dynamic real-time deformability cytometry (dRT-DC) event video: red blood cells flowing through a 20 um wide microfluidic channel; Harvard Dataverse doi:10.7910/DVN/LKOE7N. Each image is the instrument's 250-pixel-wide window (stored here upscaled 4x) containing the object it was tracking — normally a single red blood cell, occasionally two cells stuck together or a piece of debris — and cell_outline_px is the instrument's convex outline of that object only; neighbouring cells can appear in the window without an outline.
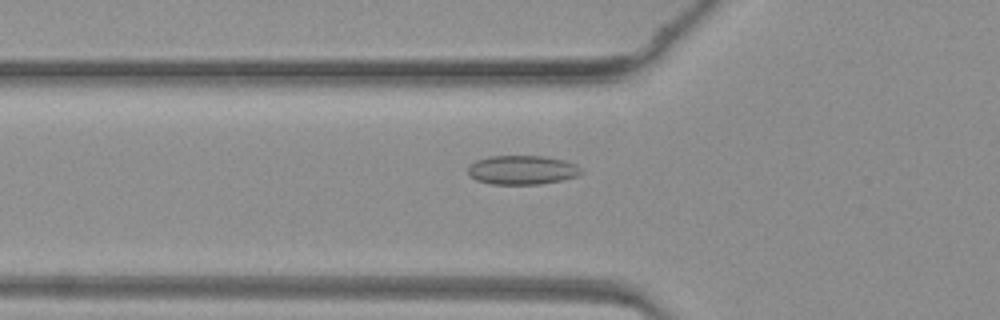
{"species": "common noctule bat (a hibernating species)", "species_latin": "Nyctalus noctula", "temperature_condition": "warm", "stored_images_in_passage": 42, "camera_frame_rate_fps": 3000, "um_per_image_px": 0.085, "animal": {"sex": "female", "body_mass_g": 19.3, "forearm_length_mm": 54.1}, "frame": {"image": 1, "passage_image": 12, "time_ms": 3.667, "image_size_px": [1000, 320], "cell_outline_px": [[584, 172], [580, 176], [540, 184], [492, 184], [476, 180], [468, 172], [468, 164], [476, 160], [488, 156], [544, 156], [564, 160], [576, 164], [584, 168]], "centroid_in_image_um": [44.43, 14.44], "position_along_channel_um": 81.4, "area_um2": 19.42}}
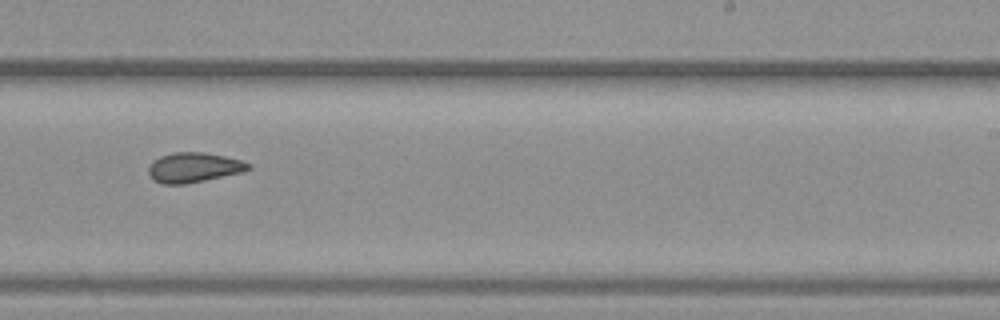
{"frame": {"image": 2, "passage_image": 25, "time_ms": 8.0, "image_size_px": [1000, 320], "cell_outline_px": [[252, 168], [244, 172], [184, 184], [164, 184], [152, 180], [148, 172], [148, 168], [152, 160], [160, 156], [172, 152], [204, 152], [224, 156], [240, 160], [252, 164]], "centroid_in_image_um": [16.46, 14.23], "position_along_channel_um": 272.5, "area_um2": 17.51}}
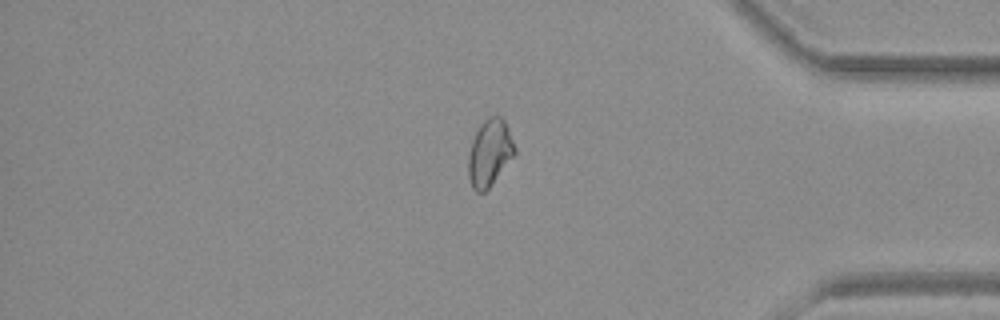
{"frame": {"image": 3, "passage_image": 35, "time_ms": 11.333, "image_size_px": [1000, 320], "cell_outline_px": [[516, 152], [488, 188], [484, 192], [476, 192], [472, 188], [468, 176], [468, 156], [472, 140], [480, 124], [488, 116], [500, 116], [504, 120], [508, 128], [516, 148]], "centroid_in_image_um": [41.6, 12.97], "position_along_channel_um": 393.6, "area_um2": 17.86}}